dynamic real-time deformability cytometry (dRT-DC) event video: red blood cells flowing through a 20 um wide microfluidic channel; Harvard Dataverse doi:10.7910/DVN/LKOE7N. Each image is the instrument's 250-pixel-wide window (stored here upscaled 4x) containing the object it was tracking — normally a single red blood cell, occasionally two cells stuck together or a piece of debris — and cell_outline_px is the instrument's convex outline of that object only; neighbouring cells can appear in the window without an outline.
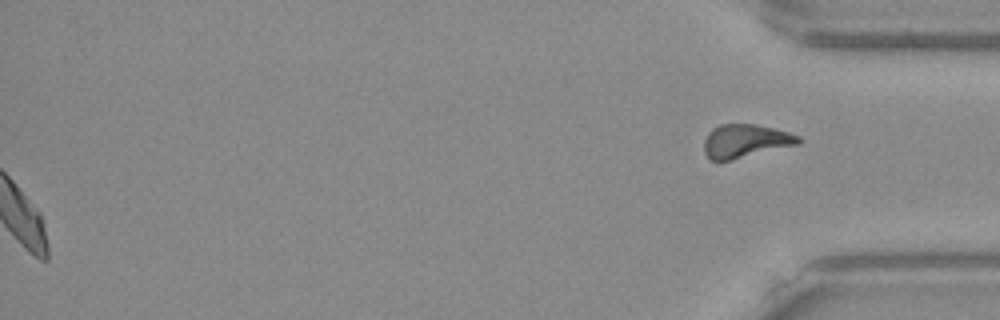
{"species": "Egyptian fruit bat (a non-hibernating species)", "species_latin": "Rousettus aegyptiacus", "temperature_condition": "warm", "stored_images_in_passage": 47, "segment_of_instrument_passage": [2, 2], "camera_frame_rate_fps": 3000, "um_per_image_px": 0.085, "frame": {"image": 1, "passage_image": 47, "time_ms": 15.333, "image_size_px": [1000, 320], "cell_outline_px": [[804, 140], [800, 144], [732, 160], [712, 160], [704, 152], [704, 140], [708, 132], [712, 128], [720, 124], [756, 124], [788, 132], [800, 136]], "centroid_in_image_um": [63.39, 11.98], "position_along_channel_um": 371.8, "area_um2": 18.5}}